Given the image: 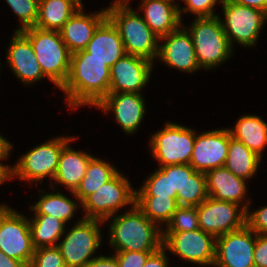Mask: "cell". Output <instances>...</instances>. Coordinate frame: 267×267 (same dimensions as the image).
<instances>
[{
  "label": "cell",
  "mask_w": 267,
  "mask_h": 267,
  "mask_svg": "<svg viewBox=\"0 0 267 267\" xmlns=\"http://www.w3.org/2000/svg\"><path fill=\"white\" fill-rule=\"evenodd\" d=\"M110 67L102 60L90 57L86 50L71 54L70 71L61 88L72 108L98 105L108 94Z\"/></svg>",
  "instance_id": "cell-1"
},
{
  "label": "cell",
  "mask_w": 267,
  "mask_h": 267,
  "mask_svg": "<svg viewBox=\"0 0 267 267\" xmlns=\"http://www.w3.org/2000/svg\"><path fill=\"white\" fill-rule=\"evenodd\" d=\"M120 216H115L110 223V245L117 251H157L162 247L160 225L150 221L136 206H131Z\"/></svg>",
  "instance_id": "cell-2"
},
{
  "label": "cell",
  "mask_w": 267,
  "mask_h": 267,
  "mask_svg": "<svg viewBox=\"0 0 267 267\" xmlns=\"http://www.w3.org/2000/svg\"><path fill=\"white\" fill-rule=\"evenodd\" d=\"M129 3H112L106 8L107 18L117 28L126 54L139 56L153 62L159 52V37L144 19L132 10Z\"/></svg>",
  "instance_id": "cell-3"
},
{
  "label": "cell",
  "mask_w": 267,
  "mask_h": 267,
  "mask_svg": "<svg viewBox=\"0 0 267 267\" xmlns=\"http://www.w3.org/2000/svg\"><path fill=\"white\" fill-rule=\"evenodd\" d=\"M20 32L30 41L44 76L61 89L69 75L71 53L60 32L37 27Z\"/></svg>",
  "instance_id": "cell-4"
},
{
  "label": "cell",
  "mask_w": 267,
  "mask_h": 267,
  "mask_svg": "<svg viewBox=\"0 0 267 267\" xmlns=\"http://www.w3.org/2000/svg\"><path fill=\"white\" fill-rule=\"evenodd\" d=\"M186 29L191 35L200 68L211 69L228 60L232 46L217 16L195 18Z\"/></svg>",
  "instance_id": "cell-5"
},
{
  "label": "cell",
  "mask_w": 267,
  "mask_h": 267,
  "mask_svg": "<svg viewBox=\"0 0 267 267\" xmlns=\"http://www.w3.org/2000/svg\"><path fill=\"white\" fill-rule=\"evenodd\" d=\"M135 199L136 190L131 187L129 180L118 172L81 203L85 209L83 218L107 221L123 206H134Z\"/></svg>",
  "instance_id": "cell-6"
},
{
  "label": "cell",
  "mask_w": 267,
  "mask_h": 267,
  "mask_svg": "<svg viewBox=\"0 0 267 267\" xmlns=\"http://www.w3.org/2000/svg\"><path fill=\"white\" fill-rule=\"evenodd\" d=\"M73 139L76 137L60 136L31 149L21 156L14 167H11L10 179L16 176L28 182L40 180V183H43L45 177L53 180L63 146Z\"/></svg>",
  "instance_id": "cell-7"
},
{
  "label": "cell",
  "mask_w": 267,
  "mask_h": 267,
  "mask_svg": "<svg viewBox=\"0 0 267 267\" xmlns=\"http://www.w3.org/2000/svg\"><path fill=\"white\" fill-rule=\"evenodd\" d=\"M195 131L175 123H167L164 129L152 135V155L160 166L189 164L194 149Z\"/></svg>",
  "instance_id": "cell-8"
},
{
  "label": "cell",
  "mask_w": 267,
  "mask_h": 267,
  "mask_svg": "<svg viewBox=\"0 0 267 267\" xmlns=\"http://www.w3.org/2000/svg\"><path fill=\"white\" fill-rule=\"evenodd\" d=\"M0 250L28 267L35 250L29 219L6 205L0 209Z\"/></svg>",
  "instance_id": "cell-9"
},
{
  "label": "cell",
  "mask_w": 267,
  "mask_h": 267,
  "mask_svg": "<svg viewBox=\"0 0 267 267\" xmlns=\"http://www.w3.org/2000/svg\"><path fill=\"white\" fill-rule=\"evenodd\" d=\"M104 221L82 218L71 228L64 239L58 243L66 267H85L99 248L101 233L99 224Z\"/></svg>",
  "instance_id": "cell-10"
},
{
  "label": "cell",
  "mask_w": 267,
  "mask_h": 267,
  "mask_svg": "<svg viewBox=\"0 0 267 267\" xmlns=\"http://www.w3.org/2000/svg\"><path fill=\"white\" fill-rule=\"evenodd\" d=\"M249 201H244L239 210L238 204L208 197L197 206L199 228L215 238L246 225V212Z\"/></svg>",
  "instance_id": "cell-11"
},
{
  "label": "cell",
  "mask_w": 267,
  "mask_h": 267,
  "mask_svg": "<svg viewBox=\"0 0 267 267\" xmlns=\"http://www.w3.org/2000/svg\"><path fill=\"white\" fill-rule=\"evenodd\" d=\"M221 3L225 17V21L221 23L232 48L235 41L245 47L255 45L261 28L267 20V13L226 0H222Z\"/></svg>",
  "instance_id": "cell-12"
},
{
  "label": "cell",
  "mask_w": 267,
  "mask_h": 267,
  "mask_svg": "<svg viewBox=\"0 0 267 267\" xmlns=\"http://www.w3.org/2000/svg\"><path fill=\"white\" fill-rule=\"evenodd\" d=\"M162 246L185 261L212 266L215 262L216 238L200 228L194 231L164 232Z\"/></svg>",
  "instance_id": "cell-13"
},
{
  "label": "cell",
  "mask_w": 267,
  "mask_h": 267,
  "mask_svg": "<svg viewBox=\"0 0 267 267\" xmlns=\"http://www.w3.org/2000/svg\"><path fill=\"white\" fill-rule=\"evenodd\" d=\"M256 233L247 225L216 238V267H255Z\"/></svg>",
  "instance_id": "cell-14"
},
{
  "label": "cell",
  "mask_w": 267,
  "mask_h": 267,
  "mask_svg": "<svg viewBox=\"0 0 267 267\" xmlns=\"http://www.w3.org/2000/svg\"><path fill=\"white\" fill-rule=\"evenodd\" d=\"M229 129H216L196 135L190 159L191 167L197 171H207L224 166L231 138Z\"/></svg>",
  "instance_id": "cell-15"
},
{
  "label": "cell",
  "mask_w": 267,
  "mask_h": 267,
  "mask_svg": "<svg viewBox=\"0 0 267 267\" xmlns=\"http://www.w3.org/2000/svg\"><path fill=\"white\" fill-rule=\"evenodd\" d=\"M153 62L125 54L110 67L109 93H141L150 79Z\"/></svg>",
  "instance_id": "cell-16"
},
{
  "label": "cell",
  "mask_w": 267,
  "mask_h": 267,
  "mask_svg": "<svg viewBox=\"0 0 267 267\" xmlns=\"http://www.w3.org/2000/svg\"><path fill=\"white\" fill-rule=\"evenodd\" d=\"M141 93H109L98 105L104 111H113L115 121L124 132L132 134L140 126L145 114V103Z\"/></svg>",
  "instance_id": "cell-17"
},
{
  "label": "cell",
  "mask_w": 267,
  "mask_h": 267,
  "mask_svg": "<svg viewBox=\"0 0 267 267\" xmlns=\"http://www.w3.org/2000/svg\"><path fill=\"white\" fill-rule=\"evenodd\" d=\"M182 28V29H181ZM178 30L159 38L166 40L159 45L158 56L162 62L170 67L177 68L183 72H194L201 69L198 65L195 49L191 35L183 26Z\"/></svg>",
  "instance_id": "cell-18"
},
{
  "label": "cell",
  "mask_w": 267,
  "mask_h": 267,
  "mask_svg": "<svg viewBox=\"0 0 267 267\" xmlns=\"http://www.w3.org/2000/svg\"><path fill=\"white\" fill-rule=\"evenodd\" d=\"M8 47L9 67L23 83L28 85L45 77L30 41L20 31H15Z\"/></svg>",
  "instance_id": "cell-19"
},
{
  "label": "cell",
  "mask_w": 267,
  "mask_h": 267,
  "mask_svg": "<svg viewBox=\"0 0 267 267\" xmlns=\"http://www.w3.org/2000/svg\"><path fill=\"white\" fill-rule=\"evenodd\" d=\"M107 18L106 9L97 14H84L80 7L59 31L71 54L85 50L97 27Z\"/></svg>",
  "instance_id": "cell-20"
},
{
  "label": "cell",
  "mask_w": 267,
  "mask_h": 267,
  "mask_svg": "<svg viewBox=\"0 0 267 267\" xmlns=\"http://www.w3.org/2000/svg\"><path fill=\"white\" fill-rule=\"evenodd\" d=\"M85 50L109 67L126 54L119 32L108 18L97 27Z\"/></svg>",
  "instance_id": "cell-21"
},
{
  "label": "cell",
  "mask_w": 267,
  "mask_h": 267,
  "mask_svg": "<svg viewBox=\"0 0 267 267\" xmlns=\"http://www.w3.org/2000/svg\"><path fill=\"white\" fill-rule=\"evenodd\" d=\"M140 10H144L145 14L142 18L159 38L182 26V10L178 5L171 4L166 0H143Z\"/></svg>",
  "instance_id": "cell-22"
},
{
  "label": "cell",
  "mask_w": 267,
  "mask_h": 267,
  "mask_svg": "<svg viewBox=\"0 0 267 267\" xmlns=\"http://www.w3.org/2000/svg\"><path fill=\"white\" fill-rule=\"evenodd\" d=\"M205 176L209 197L238 205L245 200V179L235 176L225 166L207 171Z\"/></svg>",
  "instance_id": "cell-23"
},
{
  "label": "cell",
  "mask_w": 267,
  "mask_h": 267,
  "mask_svg": "<svg viewBox=\"0 0 267 267\" xmlns=\"http://www.w3.org/2000/svg\"><path fill=\"white\" fill-rule=\"evenodd\" d=\"M68 144L69 142L63 146L53 180L74 192L80 185L87 165L93 156L84 151H75Z\"/></svg>",
  "instance_id": "cell-24"
},
{
  "label": "cell",
  "mask_w": 267,
  "mask_h": 267,
  "mask_svg": "<svg viewBox=\"0 0 267 267\" xmlns=\"http://www.w3.org/2000/svg\"><path fill=\"white\" fill-rule=\"evenodd\" d=\"M80 7L76 0H39L35 27L60 31Z\"/></svg>",
  "instance_id": "cell-25"
},
{
  "label": "cell",
  "mask_w": 267,
  "mask_h": 267,
  "mask_svg": "<svg viewBox=\"0 0 267 267\" xmlns=\"http://www.w3.org/2000/svg\"><path fill=\"white\" fill-rule=\"evenodd\" d=\"M231 136L262 158L267 145V123L256 115H244L238 119L235 128L229 129Z\"/></svg>",
  "instance_id": "cell-26"
},
{
  "label": "cell",
  "mask_w": 267,
  "mask_h": 267,
  "mask_svg": "<svg viewBox=\"0 0 267 267\" xmlns=\"http://www.w3.org/2000/svg\"><path fill=\"white\" fill-rule=\"evenodd\" d=\"M116 167L107 162L92 157L87 165L86 173L80 185L72 195L82 203L88 196L97 191L102 185L111 180L117 173Z\"/></svg>",
  "instance_id": "cell-27"
},
{
  "label": "cell",
  "mask_w": 267,
  "mask_h": 267,
  "mask_svg": "<svg viewBox=\"0 0 267 267\" xmlns=\"http://www.w3.org/2000/svg\"><path fill=\"white\" fill-rule=\"evenodd\" d=\"M261 159L242 142L231 137L224 166L235 176L246 180L256 173Z\"/></svg>",
  "instance_id": "cell-28"
},
{
  "label": "cell",
  "mask_w": 267,
  "mask_h": 267,
  "mask_svg": "<svg viewBox=\"0 0 267 267\" xmlns=\"http://www.w3.org/2000/svg\"><path fill=\"white\" fill-rule=\"evenodd\" d=\"M29 220L32 244L35 249L57 246L55 243L65 233V223L55 216L34 214Z\"/></svg>",
  "instance_id": "cell-29"
},
{
  "label": "cell",
  "mask_w": 267,
  "mask_h": 267,
  "mask_svg": "<svg viewBox=\"0 0 267 267\" xmlns=\"http://www.w3.org/2000/svg\"><path fill=\"white\" fill-rule=\"evenodd\" d=\"M77 206L75 201L68 199V197L57 191V193L50 194L46 192L30 208L34 210L35 214L55 216L66 224L67 221L73 218Z\"/></svg>",
  "instance_id": "cell-30"
},
{
  "label": "cell",
  "mask_w": 267,
  "mask_h": 267,
  "mask_svg": "<svg viewBox=\"0 0 267 267\" xmlns=\"http://www.w3.org/2000/svg\"><path fill=\"white\" fill-rule=\"evenodd\" d=\"M135 204L150 221L156 224L168 223L179 207L176 199L172 197H136Z\"/></svg>",
  "instance_id": "cell-31"
},
{
  "label": "cell",
  "mask_w": 267,
  "mask_h": 267,
  "mask_svg": "<svg viewBox=\"0 0 267 267\" xmlns=\"http://www.w3.org/2000/svg\"><path fill=\"white\" fill-rule=\"evenodd\" d=\"M166 174H170L172 198L179 206H184V185L196 172L190 164H176L160 167Z\"/></svg>",
  "instance_id": "cell-32"
},
{
  "label": "cell",
  "mask_w": 267,
  "mask_h": 267,
  "mask_svg": "<svg viewBox=\"0 0 267 267\" xmlns=\"http://www.w3.org/2000/svg\"><path fill=\"white\" fill-rule=\"evenodd\" d=\"M136 197H172L170 174H166L161 168L156 170L144 182Z\"/></svg>",
  "instance_id": "cell-33"
},
{
  "label": "cell",
  "mask_w": 267,
  "mask_h": 267,
  "mask_svg": "<svg viewBox=\"0 0 267 267\" xmlns=\"http://www.w3.org/2000/svg\"><path fill=\"white\" fill-rule=\"evenodd\" d=\"M199 229L197 207L179 206L171 220L166 224L165 232H183Z\"/></svg>",
  "instance_id": "cell-34"
},
{
  "label": "cell",
  "mask_w": 267,
  "mask_h": 267,
  "mask_svg": "<svg viewBox=\"0 0 267 267\" xmlns=\"http://www.w3.org/2000/svg\"><path fill=\"white\" fill-rule=\"evenodd\" d=\"M208 197L205 173L196 171L184 185V206L197 207Z\"/></svg>",
  "instance_id": "cell-35"
},
{
  "label": "cell",
  "mask_w": 267,
  "mask_h": 267,
  "mask_svg": "<svg viewBox=\"0 0 267 267\" xmlns=\"http://www.w3.org/2000/svg\"><path fill=\"white\" fill-rule=\"evenodd\" d=\"M14 13L19 17L21 26L15 31L35 27L38 16L39 0H5Z\"/></svg>",
  "instance_id": "cell-36"
},
{
  "label": "cell",
  "mask_w": 267,
  "mask_h": 267,
  "mask_svg": "<svg viewBox=\"0 0 267 267\" xmlns=\"http://www.w3.org/2000/svg\"><path fill=\"white\" fill-rule=\"evenodd\" d=\"M29 267H66V265L59 248L52 246L35 249Z\"/></svg>",
  "instance_id": "cell-37"
},
{
  "label": "cell",
  "mask_w": 267,
  "mask_h": 267,
  "mask_svg": "<svg viewBox=\"0 0 267 267\" xmlns=\"http://www.w3.org/2000/svg\"><path fill=\"white\" fill-rule=\"evenodd\" d=\"M155 251H117L113 254L120 267H143L149 255Z\"/></svg>",
  "instance_id": "cell-38"
},
{
  "label": "cell",
  "mask_w": 267,
  "mask_h": 267,
  "mask_svg": "<svg viewBox=\"0 0 267 267\" xmlns=\"http://www.w3.org/2000/svg\"><path fill=\"white\" fill-rule=\"evenodd\" d=\"M222 0H185L187 7H182V10L186 12H192L196 18L202 17H214L217 16L213 12V8L217 2Z\"/></svg>",
  "instance_id": "cell-39"
},
{
  "label": "cell",
  "mask_w": 267,
  "mask_h": 267,
  "mask_svg": "<svg viewBox=\"0 0 267 267\" xmlns=\"http://www.w3.org/2000/svg\"><path fill=\"white\" fill-rule=\"evenodd\" d=\"M246 225L256 234L267 235V206L246 212Z\"/></svg>",
  "instance_id": "cell-40"
},
{
  "label": "cell",
  "mask_w": 267,
  "mask_h": 267,
  "mask_svg": "<svg viewBox=\"0 0 267 267\" xmlns=\"http://www.w3.org/2000/svg\"><path fill=\"white\" fill-rule=\"evenodd\" d=\"M253 259L255 267H267V235L256 234Z\"/></svg>",
  "instance_id": "cell-41"
},
{
  "label": "cell",
  "mask_w": 267,
  "mask_h": 267,
  "mask_svg": "<svg viewBox=\"0 0 267 267\" xmlns=\"http://www.w3.org/2000/svg\"><path fill=\"white\" fill-rule=\"evenodd\" d=\"M162 246L157 251L151 253L143 267H168V259Z\"/></svg>",
  "instance_id": "cell-42"
},
{
  "label": "cell",
  "mask_w": 267,
  "mask_h": 267,
  "mask_svg": "<svg viewBox=\"0 0 267 267\" xmlns=\"http://www.w3.org/2000/svg\"><path fill=\"white\" fill-rule=\"evenodd\" d=\"M85 267H120L114 255L110 257L96 256Z\"/></svg>",
  "instance_id": "cell-43"
},
{
  "label": "cell",
  "mask_w": 267,
  "mask_h": 267,
  "mask_svg": "<svg viewBox=\"0 0 267 267\" xmlns=\"http://www.w3.org/2000/svg\"><path fill=\"white\" fill-rule=\"evenodd\" d=\"M235 4L253 7L267 13V0H226Z\"/></svg>",
  "instance_id": "cell-44"
},
{
  "label": "cell",
  "mask_w": 267,
  "mask_h": 267,
  "mask_svg": "<svg viewBox=\"0 0 267 267\" xmlns=\"http://www.w3.org/2000/svg\"><path fill=\"white\" fill-rule=\"evenodd\" d=\"M0 267H28L25 263L10 258L0 250Z\"/></svg>",
  "instance_id": "cell-45"
},
{
  "label": "cell",
  "mask_w": 267,
  "mask_h": 267,
  "mask_svg": "<svg viewBox=\"0 0 267 267\" xmlns=\"http://www.w3.org/2000/svg\"><path fill=\"white\" fill-rule=\"evenodd\" d=\"M11 148L12 144H10V142L6 138L0 135V160L6 159L8 157ZM0 166L4 165L0 163Z\"/></svg>",
  "instance_id": "cell-46"
},
{
  "label": "cell",
  "mask_w": 267,
  "mask_h": 267,
  "mask_svg": "<svg viewBox=\"0 0 267 267\" xmlns=\"http://www.w3.org/2000/svg\"><path fill=\"white\" fill-rule=\"evenodd\" d=\"M11 167L9 166H0V185H2L5 180L10 179Z\"/></svg>",
  "instance_id": "cell-47"
},
{
  "label": "cell",
  "mask_w": 267,
  "mask_h": 267,
  "mask_svg": "<svg viewBox=\"0 0 267 267\" xmlns=\"http://www.w3.org/2000/svg\"><path fill=\"white\" fill-rule=\"evenodd\" d=\"M129 2V0H114V4L115 3H120V4H124V3H128Z\"/></svg>",
  "instance_id": "cell-48"
},
{
  "label": "cell",
  "mask_w": 267,
  "mask_h": 267,
  "mask_svg": "<svg viewBox=\"0 0 267 267\" xmlns=\"http://www.w3.org/2000/svg\"><path fill=\"white\" fill-rule=\"evenodd\" d=\"M167 2H169V3H171V4H174V5H176L175 3H173L174 2V0H166ZM182 1H184L185 2V0H182Z\"/></svg>",
  "instance_id": "cell-49"
},
{
  "label": "cell",
  "mask_w": 267,
  "mask_h": 267,
  "mask_svg": "<svg viewBox=\"0 0 267 267\" xmlns=\"http://www.w3.org/2000/svg\"><path fill=\"white\" fill-rule=\"evenodd\" d=\"M81 6L83 5L82 4V0H76Z\"/></svg>",
  "instance_id": "cell-50"
}]
</instances>
